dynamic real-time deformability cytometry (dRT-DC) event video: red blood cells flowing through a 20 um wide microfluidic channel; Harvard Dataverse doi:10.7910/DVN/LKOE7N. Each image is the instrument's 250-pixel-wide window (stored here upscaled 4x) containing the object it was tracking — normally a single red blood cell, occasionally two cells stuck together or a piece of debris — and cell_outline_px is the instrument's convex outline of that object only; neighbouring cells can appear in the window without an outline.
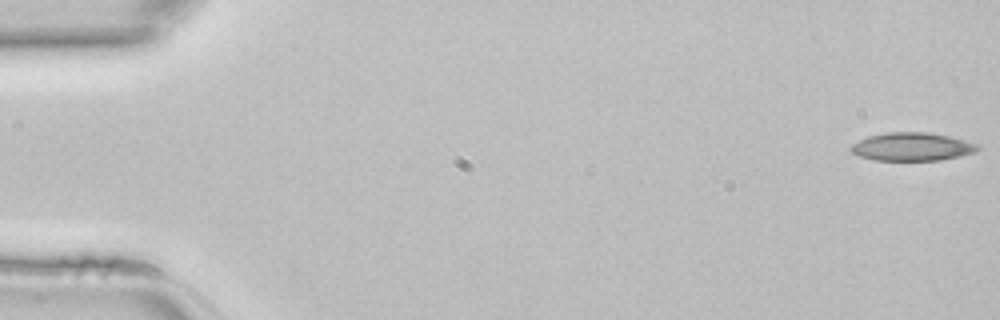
{"species": "common noctule bat (a hibernating species)", "species_latin": "Nyctalus noctula", "temperature_condition": "room temperature", "stored_images_in_passage": 13, "camera_frame_rate_fps": 3000, "um_per_image_px": 0.085, "animal": {"sex": "female", "body_mass_g": 22.7, "forearm_length_mm": 54.2}, "frame": {"image": 1, "passage_image": 1, "time_ms": 0.0, "image_size_px": [1000, 320], "cell_outline_px": [[980, 148], [976, 152], [960, 156], [940, 160], [872, 160], [860, 156], [852, 152], [848, 148], [852, 144], [868, 136], [888, 132], [928, 132], [948, 136], [980, 144]], "centroid_in_image_um": [77.54, 12.47], "position_along_channel_um": 7.5, "area_um2": 20.87}}
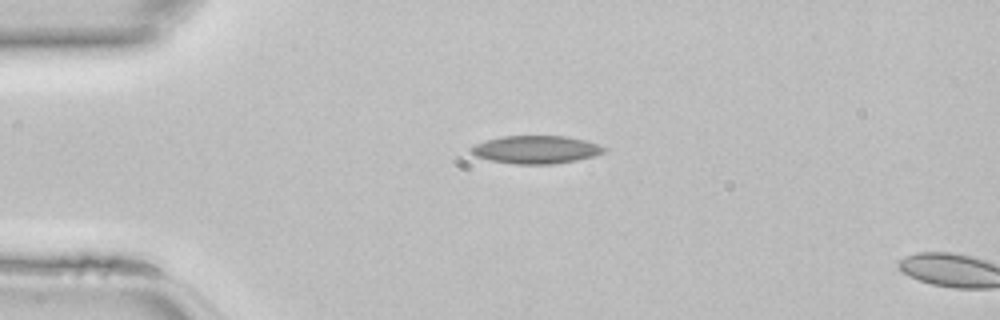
{"frame": {"image": 2, "passage_image": 11, "time_ms": 3.333, "image_size_px": [1000, 320], "cell_outline_px": [[608, 148], [604, 152], [592, 156], [576, 160], [552, 164], [516, 164], [488, 160], [476, 156], [468, 148], [484, 140], [500, 136], [564, 136], [584, 140]], "centroid_in_image_um": [45.51, 12.71], "position_along_channel_um": 39.5, "area_um2": 21.56}}